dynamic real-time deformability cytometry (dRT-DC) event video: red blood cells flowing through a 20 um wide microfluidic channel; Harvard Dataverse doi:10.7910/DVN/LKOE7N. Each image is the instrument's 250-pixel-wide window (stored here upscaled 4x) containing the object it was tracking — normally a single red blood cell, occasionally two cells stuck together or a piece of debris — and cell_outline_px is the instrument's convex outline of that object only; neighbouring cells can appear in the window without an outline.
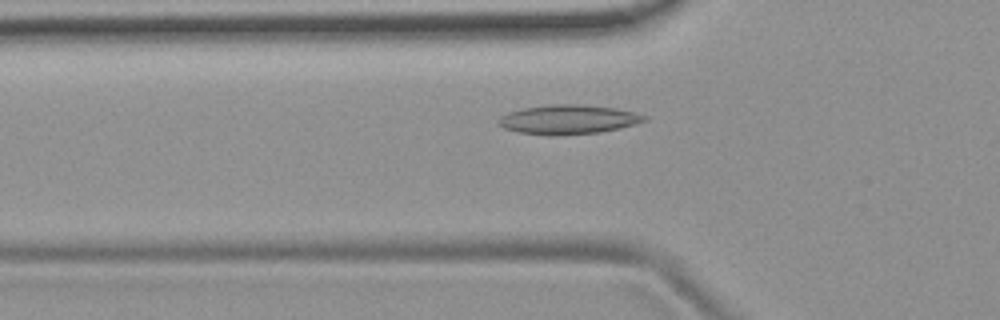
{"species": "common noctule bat (a hibernating species)", "species_latin": "Nyctalus noctula", "temperature_condition": "room temperature", "stored_images_in_passage": 50, "camera_frame_rate_fps": 3000, "um_per_image_px": 0.085, "animal": {"sex": "female", "body_mass_g": 19.9}, "frame": {"image": 1, "passage_image": 15, "time_ms": 4.667, "image_size_px": [1000, 320], "cell_outline_px": [[648, 120], [620, 128], [600, 132], [516, 132], [504, 128], [496, 124], [500, 116], [508, 112], [524, 108], [552, 104], [580, 104], [616, 108], [648, 116]], "centroid_in_image_um": [48.32, 10.1], "position_along_channel_um": 77.5, "area_um2": 23.81}}
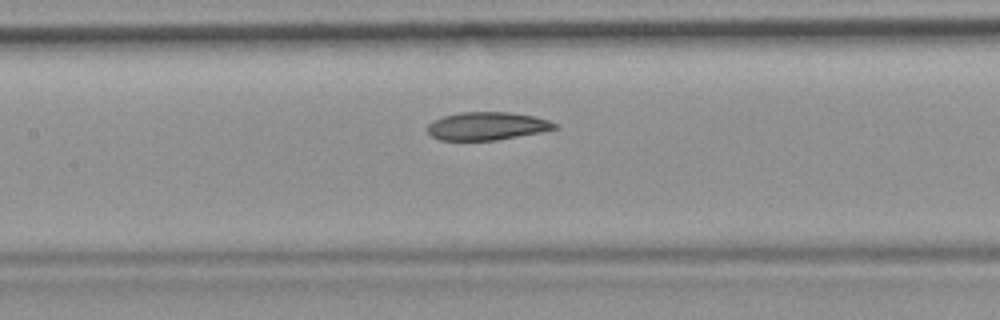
{"frame": {"image": 2, "passage_image": 22, "time_ms": 7.0, "image_size_px": [1000, 320], "cell_outline_px": [[560, 128], [540, 132], [496, 140], [440, 140], [432, 136], [428, 132], [428, 124], [432, 120], [444, 116], [460, 112], [508, 112], [536, 116], [548, 120], [556, 124]], "centroid_in_image_um": [41.4, 10.71], "position_along_channel_um": 166.0, "area_um2": 20.75}}
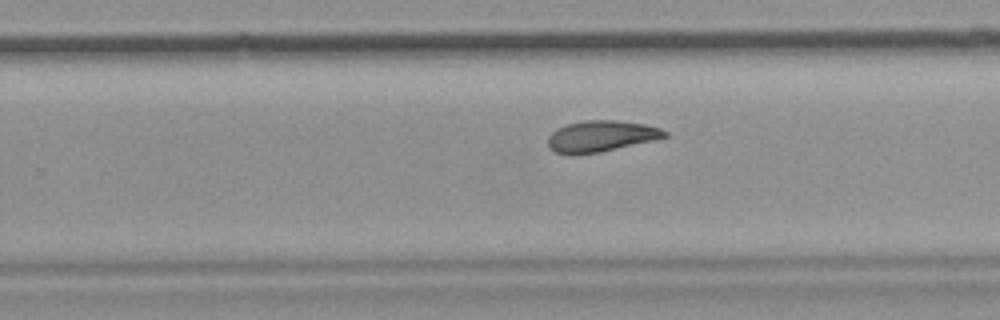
{"frame": {"image": 3, "passage_image": 31, "time_ms": 10.0, "image_size_px": [1000, 320], "cell_outline_px": [[668, 136], [656, 140], [600, 152], [556, 152], [548, 144], [548, 136], [556, 128], [568, 124], [588, 120], [612, 120], [644, 124], [660, 128], [668, 132]], "centroid_in_image_um": [51.16, 11.55], "position_along_channel_um": 278.6, "area_um2": 20.63}, "authors_computed_cell_mechanics": {"area_um2": 21.7906, "velocity_mm_per_s": 3.7745, "shape_relaxation_time_tau1_ms": 11.2901, "shape_relaxation_time_tau2_ms": 4.2045, "deformation_change_tau1": 0.1978, "deformation_change_tau2": 0.0851}}